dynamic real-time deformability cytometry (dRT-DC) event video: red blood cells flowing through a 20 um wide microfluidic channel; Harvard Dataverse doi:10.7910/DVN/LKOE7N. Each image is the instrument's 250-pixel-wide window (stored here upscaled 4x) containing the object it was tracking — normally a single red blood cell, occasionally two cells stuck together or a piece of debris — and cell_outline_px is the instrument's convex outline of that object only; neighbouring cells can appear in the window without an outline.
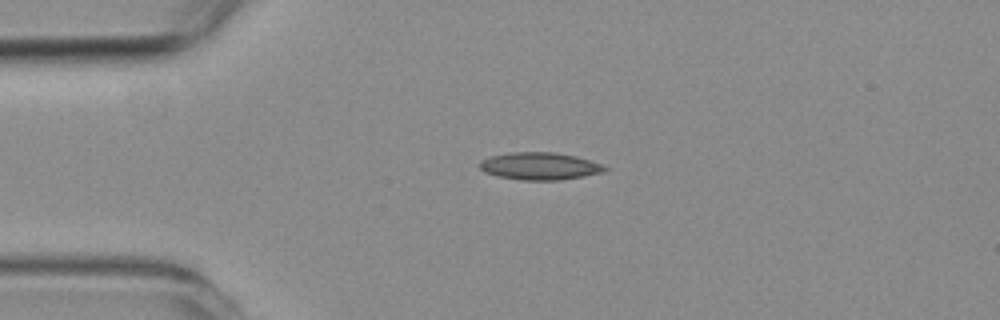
{"species": "common noctule bat (a hibernating species)", "species_latin": "Nyctalus noctula", "temperature_condition": "room temperature", "stored_images_in_passage": 45, "camera_frame_rate_fps": 3000, "um_per_image_px": 0.085, "animal": {"sex": "female", "body_mass_g": 19.3, "forearm_length_mm": 54.1}, "frame": {"image": 1, "passage_image": 1, "time_ms": 0.0, "image_size_px": [1000, 320], "cell_outline_px": [[608, 168], [604, 172], [584, 176], [556, 180], [520, 180], [496, 176], [484, 172], [480, 168], [480, 160], [492, 156], [512, 152], [552, 152], [576, 156], [600, 164]], "centroid_in_image_um": [45.85, 14.12], "position_along_channel_um": 39.2, "area_um2": 19.83}}
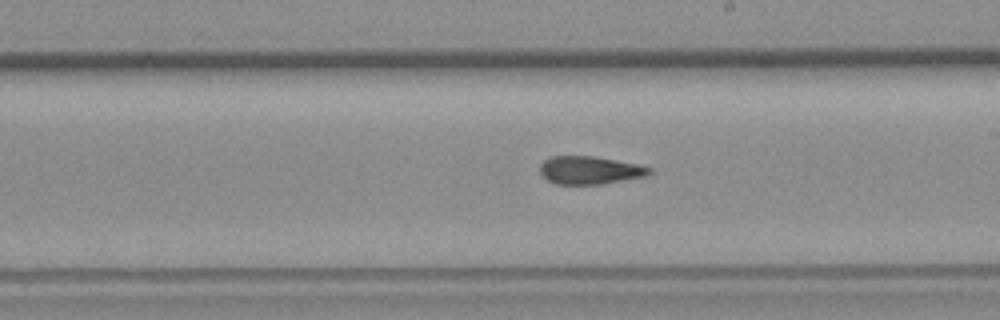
{"frame": {"image": 2, "passage_image": 20, "time_ms": 6.333, "image_size_px": [1000, 320], "cell_outline_px": [[652, 172], [648, 176], [604, 184], [556, 184], [540, 176], [540, 164], [544, 160], [552, 156], [592, 156], [640, 164], [652, 168]], "centroid_in_image_um": [50.16, 14.47], "position_along_channel_um": 238.8, "area_um2": 18.09}}
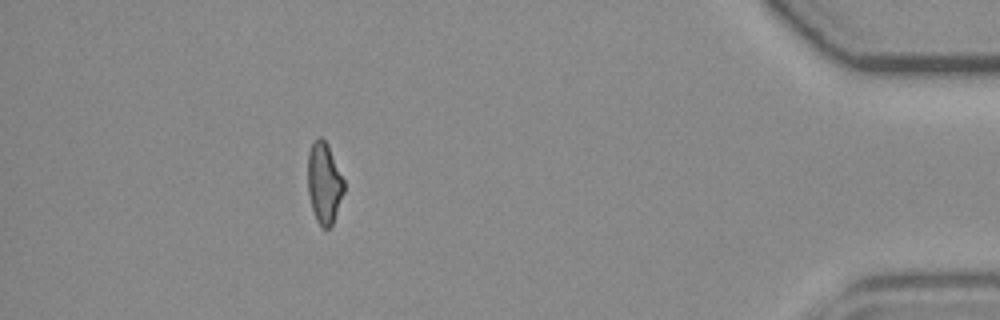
{"frame": {"image": 3, "passage_image": 39, "time_ms": 12.667, "image_size_px": [1000, 320], "cell_outline_px": [[344, 192], [332, 224], [328, 228], [324, 228], [316, 220], [312, 208], [308, 192], [308, 152], [316, 136], [320, 136], [328, 144], [344, 180]], "centroid_in_image_um": [27.55, 15.52], "position_along_channel_um": 407.7, "area_um2": 16.99}, "authors_computed_cell_mechanics": {"area_um2": 18.2648, "velocity_mm_per_s": 3.5818, "shape_relaxation_time_tau1_ms": null, "shape_relaxation_time_tau2_ms": 3.4288, "deformation_change_tau1": null, "deformation_change_tau2": 0.1055}}